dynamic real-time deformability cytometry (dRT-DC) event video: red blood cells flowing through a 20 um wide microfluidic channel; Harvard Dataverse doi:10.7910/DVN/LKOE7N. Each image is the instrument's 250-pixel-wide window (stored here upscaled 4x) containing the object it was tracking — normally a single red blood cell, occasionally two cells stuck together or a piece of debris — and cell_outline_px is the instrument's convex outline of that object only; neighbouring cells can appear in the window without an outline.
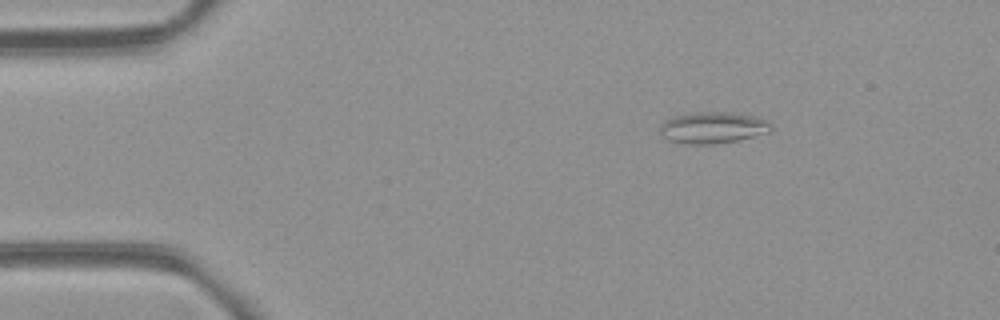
{"species": "common noctule bat (a hibernating species)", "species_latin": "Nyctalus noctula", "temperature_condition": "room temperature", "stored_images_in_passage": 3, "camera_frame_rate_fps": 3000, "um_per_image_px": 0.085, "animal": {"sex": "female", "body_mass_g": 21.9}, "frame": {"image": 1, "passage_image": 1, "time_ms": 0.0, "image_size_px": [1000, 320], "cell_outline_px": [[772, 128], [768, 132], [736, 140], [716, 144], [688, 144], [668, 140], [660, 132], [660, 124], [664, 120], [676, 116], [700, 112], [724, 112], [756, 116], [768, 120], [772, 124]], "centroid_in_image_um": [60.59, 10.85], "position_along_channel_um": 24.4, "area_um2": 20.17}}